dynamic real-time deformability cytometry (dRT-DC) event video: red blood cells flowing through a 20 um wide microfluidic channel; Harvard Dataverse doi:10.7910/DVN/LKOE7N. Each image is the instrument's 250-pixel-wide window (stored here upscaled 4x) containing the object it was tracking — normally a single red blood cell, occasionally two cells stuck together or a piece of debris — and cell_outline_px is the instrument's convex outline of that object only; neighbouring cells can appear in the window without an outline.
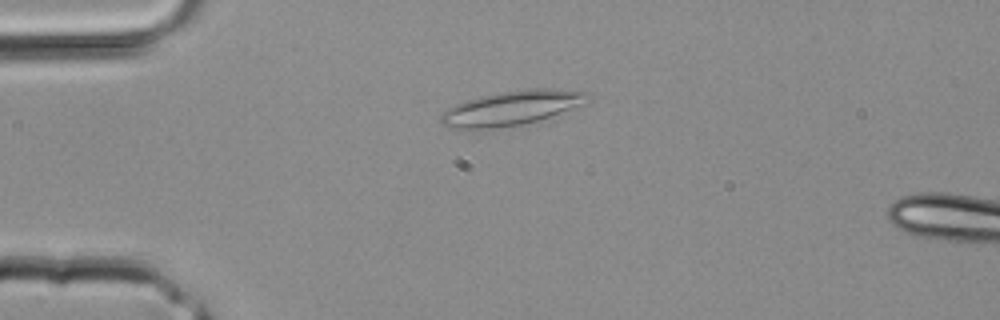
{"species": "common noctule bat (a hibernating species)", "species_latin": "Nyctalus noctula", "temperature_condition": "room temperature", "stored_images_in_passage": 4, "camera_frame_rate_fps": 3000, "um_per_image_px": 0.085, "animal": {"sex": "male", "body_mass_g": 20.4}, "frame": {"image": 1, "passage_image": 3, "time_ms": 0.667, "image_size_px": [1000, 320], "cell_outline_px": [[592, 96], [588, 104], [536, 120], [520, 124], [484, 132], [452, 128], [440, 124], [440, 116], [448, 108], [464, 100], [480, 96], [528, 88], [552, 88], [588, 92]], "centroid_in_image_um": [43.47, 9.21], "position_along_channel_um": 41.5, "area_um2": 30.23}}